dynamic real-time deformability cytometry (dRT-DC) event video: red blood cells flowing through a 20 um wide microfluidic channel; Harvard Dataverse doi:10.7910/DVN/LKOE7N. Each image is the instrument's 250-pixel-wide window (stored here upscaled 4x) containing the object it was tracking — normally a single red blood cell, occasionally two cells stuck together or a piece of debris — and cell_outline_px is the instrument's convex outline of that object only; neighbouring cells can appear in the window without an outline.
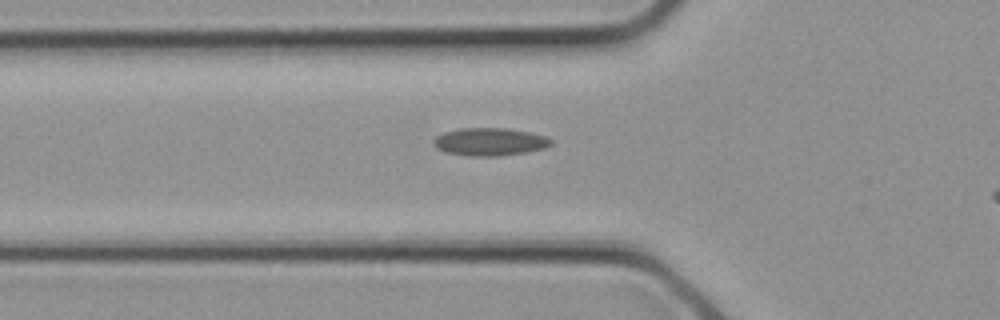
{"species": "common noctule bat (a hibernating species)", "species_latin": "Nyctalus noctula", "temperature_condition": "cold", "stored_images_in_passage": 4, "camera_frame_rate_fps": 3000, "um_per_image_px": 0.085, "animal": {"sex": "female", "body_mass_g": 21.9}, "frame": {"image": 1, "passage_image": 3, "time_ms": 0.667, "image_size_px": [1000, 320], "cell_outline_px": [[552, 144], [544, 148], [524, 152], [500, 156], [468, 156], [444, 152], [436, 148], [432, 144], [432, 140], [436, 136], [444, 132], [460, 128], [508, 128], [528, 132], [544, 136], [552, 140]], "centroid_in_image_um": [41.57, 12.05], "position_along_channel_um": 84.2, "area_um2": 19.07}}